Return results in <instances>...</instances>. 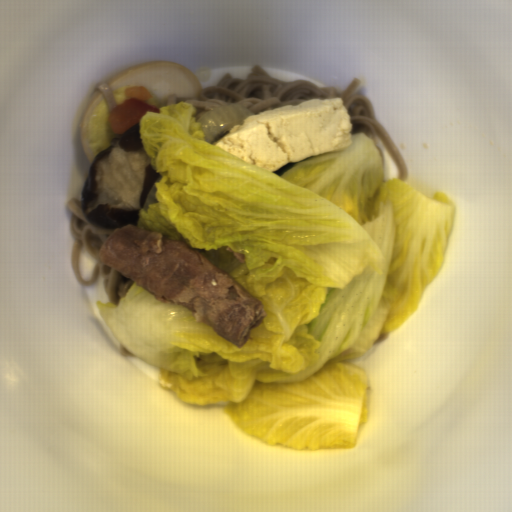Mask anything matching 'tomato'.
<instances>
[{"label": "tomato", "instance_id": "512abeb7", "mask_svg": "<svg viewBox=\"0 0 512 512\" xmlns=\"http://www.w3.org/2000/svg\"><path fill=\"white\" fill-rule=\"evenodd\" d=\"M161 108L144 101L129 98L107 113L112 132L124 134L137 123H141L146 112H159Z\"/></svg>", "mask_w": 512, "mask_h": 512}]
</instances>
